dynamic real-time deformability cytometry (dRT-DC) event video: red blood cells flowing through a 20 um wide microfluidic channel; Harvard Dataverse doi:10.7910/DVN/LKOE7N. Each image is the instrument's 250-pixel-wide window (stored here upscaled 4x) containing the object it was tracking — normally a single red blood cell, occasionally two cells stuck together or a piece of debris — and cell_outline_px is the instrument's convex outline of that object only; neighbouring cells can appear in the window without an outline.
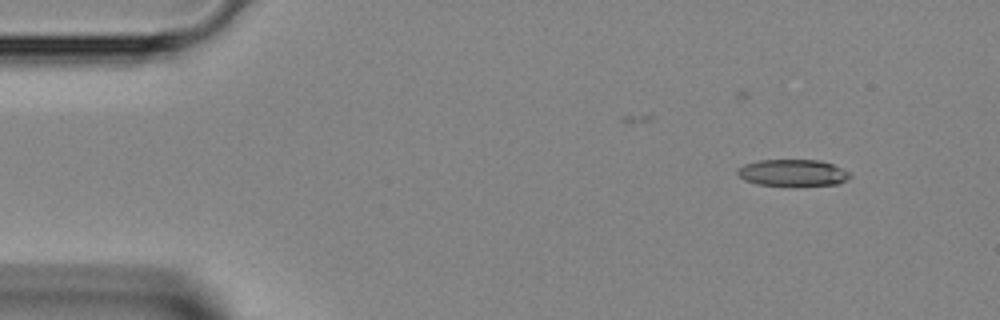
{"species": "Egyptian fruit bat (a non-hibernating species)", "species_latin": "Rousettus aegyptiacus", "temperature_condition": "room temperature", "stored_images_in_passage": 39, "camera_frame_rate_fps": 3000, "um_per_image_px": 0.085, "animal": {"sex": "female"}, "frame": {"image": 1, "passage_image": 1, "time_ms": 0.0, "image_size_px": [1000, 320], "cell_outline_px": [[852, 176], [840, 184], [756, 184], [744, 180], [736, 172], [736, 168], [744, 164], [760, 160], [820, 160], [832, 164], [848, 172]], "centroid_in_image_um": [67.35, 14.66], "position_along_channel_um": 17.7, "area_um2": 17.05}}
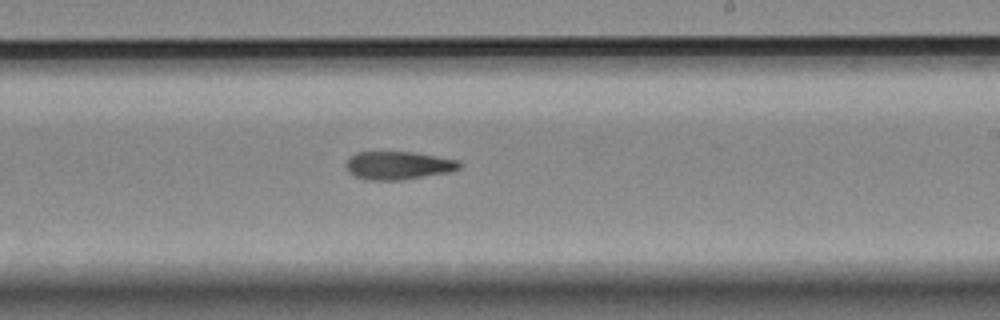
{"frame": {"image": 2, "passage_image": 22, "time_ms": 7.0, "image_size_px": [1000, 320], "cell_outline_px": [[464, 164], [460, 168], [448, 172], [400, 180], [368, 180], [356, 176], [348, 172], [344, 164], [348, 156], [356, 152], [412, 152], [460, 160]], "centroid_in_image_um": [33.83, 14.05], "position_along_channel_um": 255.2, "area_um2": 18.73}}
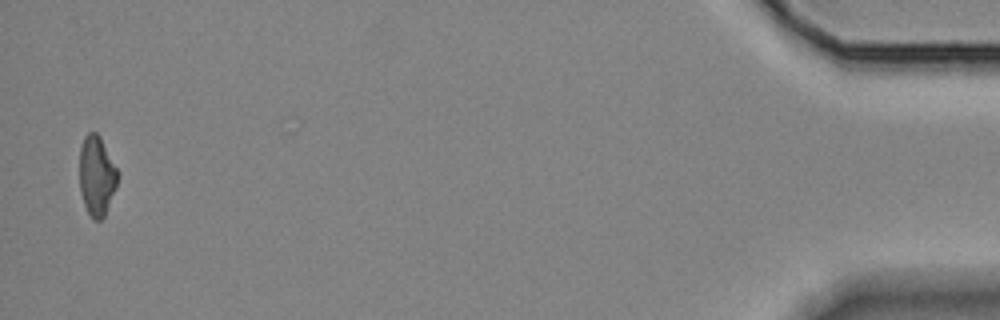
{"frame": {"image": 3, "passage_image": 39, "time_ms": 12.667, "image_size_px": [1000, 320], "cell_outline_px": [[120, 172], [116, 184], [104, 216], [100, 220], [92, 220], [84, 204], [80, 192], [80, 148], [84, 136], [88, 132], [96, 132], [100, 136]], "centroid_in_image_um": [8.22, 14.91], "position_along_channel_um": 427.0, "area_um2": 17.74}}